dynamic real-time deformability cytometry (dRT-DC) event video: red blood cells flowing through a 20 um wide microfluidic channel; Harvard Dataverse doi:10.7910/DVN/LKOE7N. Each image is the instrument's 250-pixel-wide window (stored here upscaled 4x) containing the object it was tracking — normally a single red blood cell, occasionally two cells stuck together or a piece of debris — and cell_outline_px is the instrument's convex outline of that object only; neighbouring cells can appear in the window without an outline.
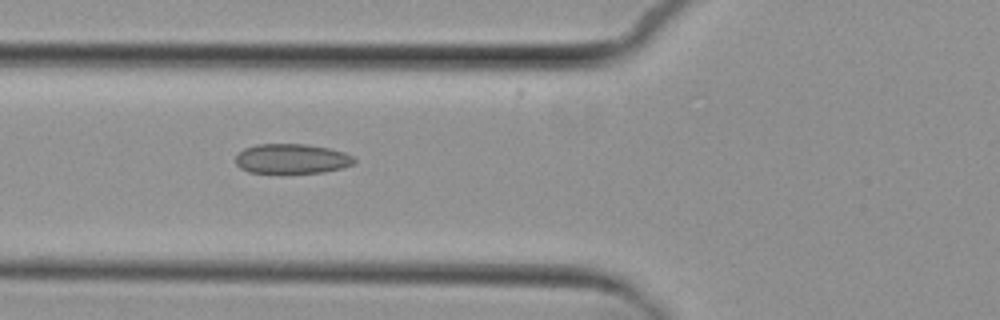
{"species": "common noctule bat (a hibernating species)", "species_latin": "Nyctalus noctula", "temperature_condition": "cold", "stored_images_in_passage": 9, "camera_frame_rate_fps": 3000, "um_per_image_px": 0.085, "animal": {"sex": "female", "body_mass_g": 29.2, "forearm_length_mm": 56.3}, "frame": {"image": 1, "passage_image": 6, "time_ms": 6.667, "image_size_px": [1000, 320], "cell_outline_px": [[356, 160], [352, 164], [340, 168], [324, 172], [248, 172], [240, 168], [236, 164], [236, 156], [244, 148], [256, 144], [304, 144], [328, 148], [344, 152], [352, 156]], "centroid_in_image_um": [24.78, 13.48], "position_along_channel_um": 101.0, "area_um2": 20.29}}
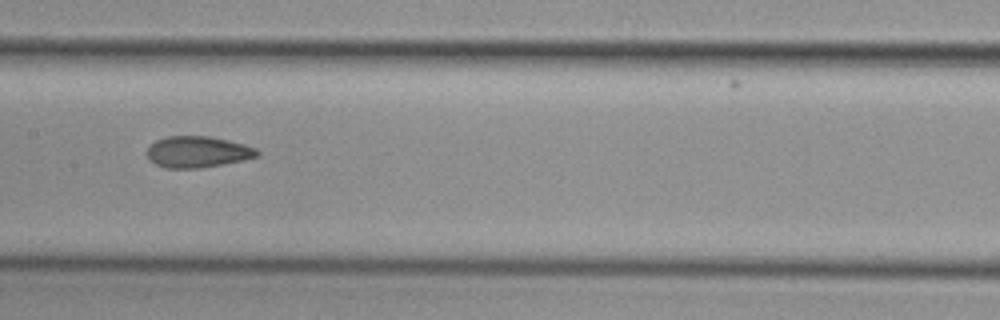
{"frame": {"image": 2, "passage_image": 8, "time_ms": 9.0, "image_size_px": [1000, 320], "cell_outline_px": [[260, 156], [200, 168], [164, 168], [148, 160], [148, 148], [156, 140], [168, 136], [208, 136], [228, 140], [244, 144], [256, 148], [260, 152]], "centroid_in_image_um": [16.79, 12.91], "position_along_channel_um": 190.6, "area_um2": 19.94}}
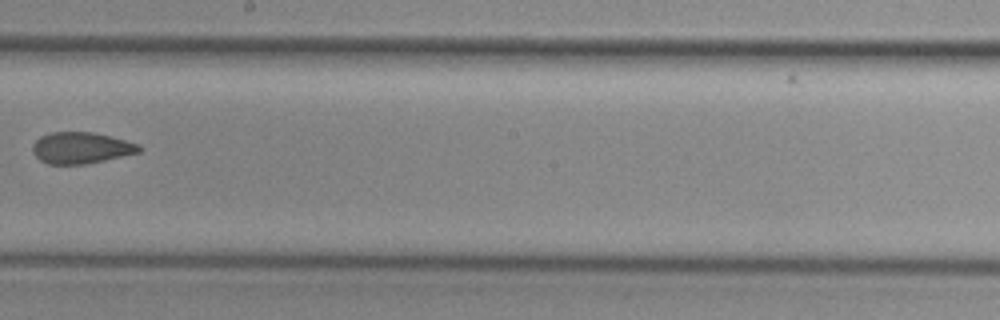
{"frame": {"image": 3, "passage_image": 9, "time_ms": 10.333, "image_size_px": [1000, 320], "cell_outline_px": [[144, 148], [140, 152], [88, 164], [48, 164], [40, 160], [32, 152], [32, 144], [40, 136], [52, 132], [92, 132], [140, 144]], "centroid_in_image_um": [6.89, 12.57], "position_along_channel_um": 241.3, "area_um2": 19.54}}